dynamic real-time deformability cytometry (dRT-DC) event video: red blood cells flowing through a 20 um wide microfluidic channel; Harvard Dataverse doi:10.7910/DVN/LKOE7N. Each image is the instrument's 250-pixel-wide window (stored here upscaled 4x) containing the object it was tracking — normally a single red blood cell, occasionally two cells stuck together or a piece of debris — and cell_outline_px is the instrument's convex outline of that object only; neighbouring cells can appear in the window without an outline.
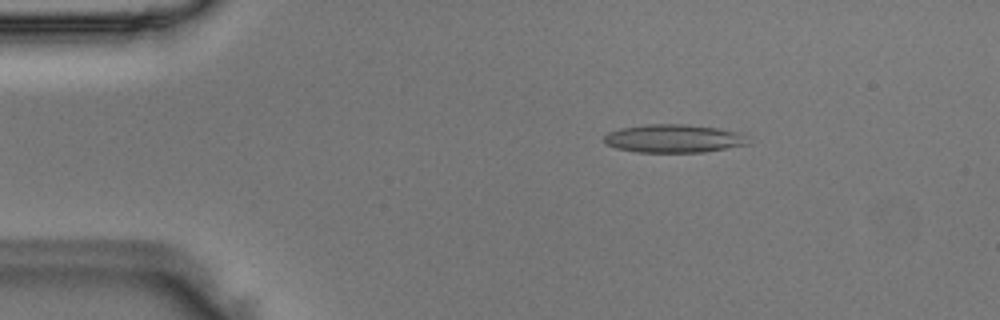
{"species": "Egyptian fruit bat (a non-hibernating species)", "species_latin": "Rousettus aegyptiacus", "temperature_condition": "room temperature", "stored_images_in_passage": 49, "camera_frame_rate_fps": 3000, "um_per_image_px": 0.085, "animal": {"sex": "male"}, "frame": {"image": 1, "passage_image": 7, "time_ms": 2.0, "image_size_px": [1000, 320], "cell_outline_px": [[752, 144], [704, 152], [636, 152], [616, 148], [608, 144], [604, 140], [604, 136], [608, 132], [620, 128], [648, 124], [684, 124], [720, 128], [740, 132], [748, 136]], "centroid_in_image_um": [57.35, 11.77], "position_along_channel_um": 27.7, "area_um2": 23.99}}
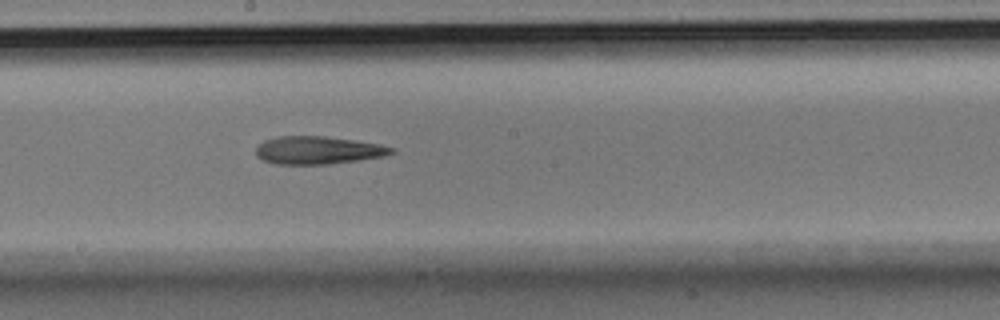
{"frame": {"image": 2, "passage_image": 26, "time_ms": 8.333, "image_size_px": [1000, 320], "cell_outline_px": [[396, 152], [384, 156], [328, 164], [276, 164], [264, 160], [256, 156], [256, 148], [264, 140], [276, 136], [324, 136], [380, 144], [396, 148]], "centroid_in_image_um": [27.03, 12.76], "position_along_channel_um": 221.2, "area_um2": 21.91}}
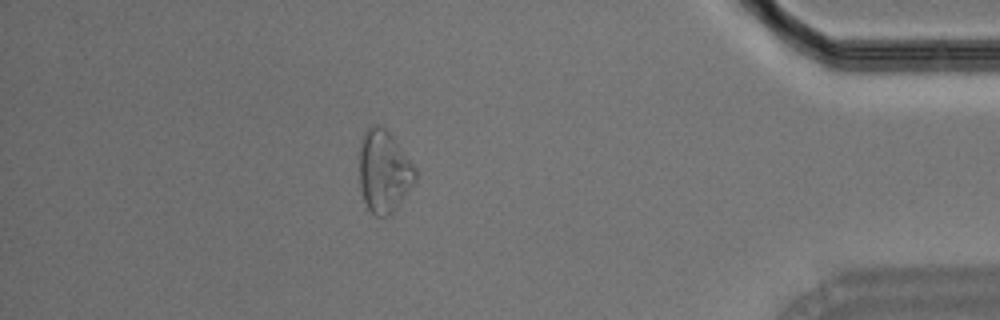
{"frame": {"image": 3, "passage_image": 43, "time_ms": 14.0, "image_size_px": [1000, 320], "cell_outline_px": [[416, 180], [392, 212], [388, 216], [376, 216], [368, 208], [364, 200], [360, 188], [360, 140], [364, 132], [372, 124], [380, 124], [392, 136], [416, 168]], "centroid_in_image_um": [32.62, 14.54], "position_along_channel_um": 402.6, "area_um2": 26.53}}